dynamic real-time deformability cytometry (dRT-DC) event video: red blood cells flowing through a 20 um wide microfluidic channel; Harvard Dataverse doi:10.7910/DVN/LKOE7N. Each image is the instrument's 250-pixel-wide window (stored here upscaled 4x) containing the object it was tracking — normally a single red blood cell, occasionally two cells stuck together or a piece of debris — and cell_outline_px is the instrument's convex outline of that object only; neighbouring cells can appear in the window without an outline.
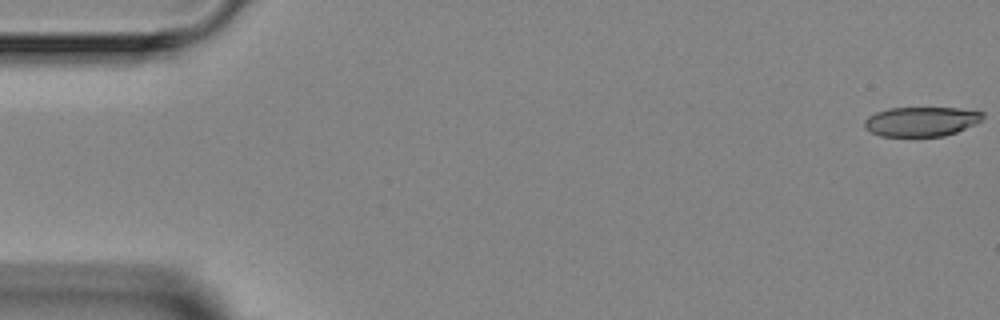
{"species": "Egyptian fruit bat (a non-hibernating species)", "species_latin": "Rousettus aegyptiacus", "temperature_condition": "room temperature", "stored_images_in_passage": 5, "camera_frame_rate_fps": 3000, "um_per_image_px": 0.085, "animal": {"sex": "female"}, "frame": {"image": 1, "passage_image": 1, "time_ms": 0.0, "image_size_px": [1000, 320], "cell_outline_px": [[984, 116], [976, 124], [956, 132], [944, 136], [880, 136], [864, 128], [864, 120], [868, 116], [876, 112], [888, 108], [956, 108], [984, 112]], "centroid_in_image_um": [78.29, 10.33], "position_along_channel_um": 6.7, "area_um2": 20.35}}
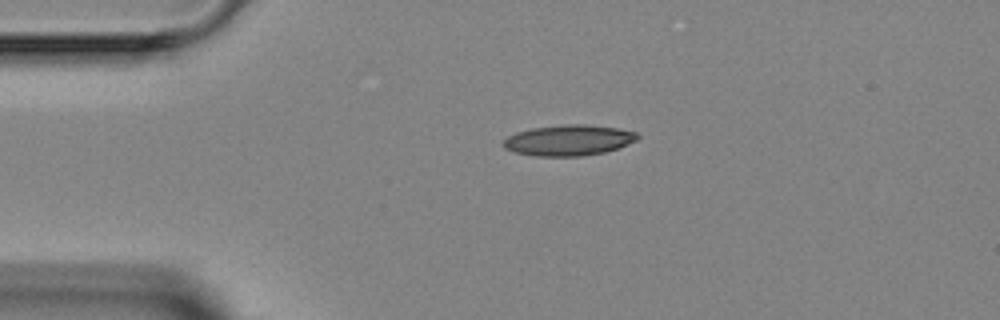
{"frame": {"image": 2, "passage_image": 4, "time_ms": 3.333, "image_size_px": [1000, 320], "cell_outline_px": [[640, 136], [636, 140], [616, 148], [604, 152], [580, 156], [536, 156], [516, 152], [504, 148], [500, 144], [508, 136], [516, 132], [532, 128], [564, 124], [584, 124], [616, 128], [636, 132]], "centroid_in_image_um": [48.29, 11.91], "position_along_channel_um": 36.7, "area_um2": 23.87}}